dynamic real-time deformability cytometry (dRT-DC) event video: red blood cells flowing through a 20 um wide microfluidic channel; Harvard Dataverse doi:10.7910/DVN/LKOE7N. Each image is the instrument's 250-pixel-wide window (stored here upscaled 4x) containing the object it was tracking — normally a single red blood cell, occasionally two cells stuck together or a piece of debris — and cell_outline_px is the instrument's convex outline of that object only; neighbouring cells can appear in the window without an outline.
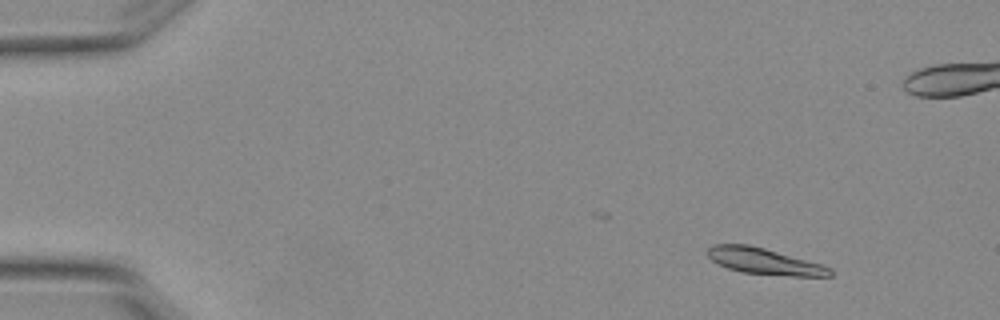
{"species": "Egyptian fruit bat (a non-hibernating species)", "species_latin": "Rousettus aegyptiacus", "temperature_condition": "warm", "stored_images_in_passage": 7, "segment_of_instrument_passage": [1, 2], "camera_frame_rate_fps": 3000, "um_per_image_px": 0.085, "animal": {"sex": "female"}, "frame": {"image": 1, "passage_image": 2, "time_ms": 0.333, "image_size_px": [1000, 320], "cell_outline_px": [[832, 276], [792, 276], [744, 272], [728, 268], [712, 260], [704, 252], [712, 244], [748, 244], [764, 248], [820, 264], [832, 268]], "centroid_in_image_um": [64.93, 22.2], "position_along_channel_um": 20.1, "area_um2": 18.44}}
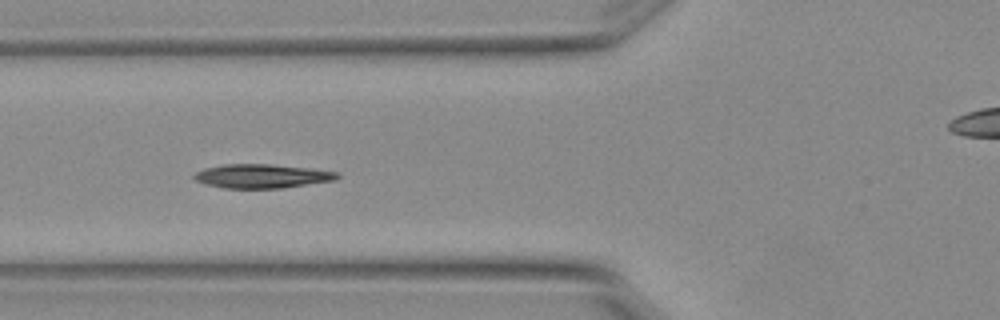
{"frame": {"image": 2, "passage_image": 6, "time_ms": 1.667, "image_size_px": [1000, 320], "cell_outline_px": [[340, 176], [336, 180], [284, 188], [224, 188], [204, 184], [196, 180], [192, 176], [196, 172], [204, 168], [224, 164], [268, 164], [308, 168], [340, 172]], "centroid_in_image_um": [22.27, 14.97], "position_along_channel_um": 103.5, "area_um2": 20.06}}